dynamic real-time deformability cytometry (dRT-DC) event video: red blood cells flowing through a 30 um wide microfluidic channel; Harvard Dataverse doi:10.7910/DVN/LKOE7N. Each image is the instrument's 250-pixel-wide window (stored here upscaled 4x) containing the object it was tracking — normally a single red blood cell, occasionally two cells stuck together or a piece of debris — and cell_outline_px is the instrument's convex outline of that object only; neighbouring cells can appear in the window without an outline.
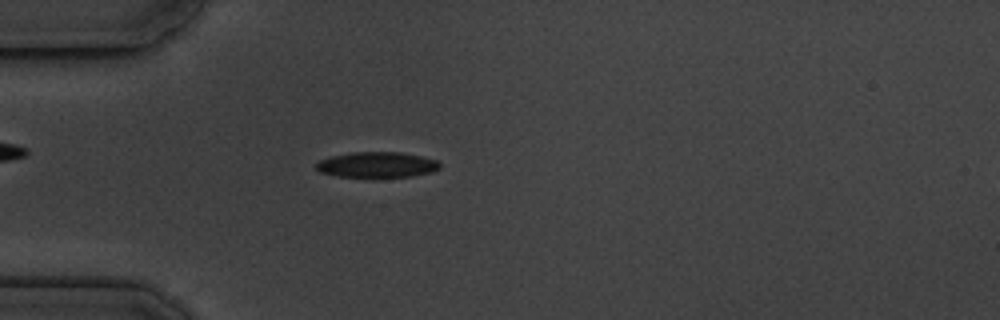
{"species": "common noctule bat (a hibernating species)", "species_latin": "Nyctalus noctula", "temperature_condition": "cold", "stored_images_in_passage": 1, "camera_frame_rate_fps": 3000, "um_per_image_px": 0.085, "animal": {"sex": "male", "body_mass_g": 19.5, "forearm_length_mm": 54.6}, "frame": {"image": 1, "passage_image": 1, "time_ms": 0.0, "image_size_px": [1000, 320], "cell_outline_px": [[440, 168], [432, 172], [412, 176], [336, 176], [320, 172], [316, 168], [316, 164], [320, 160], [332, 156], [352, 152], [400, 152], [420, 156], [436, 160], [440, 164]], "centroid_in_image_um": [32.05, 13.99], "position_along_channel_um": 53.0, "area_um2": 18.09}}